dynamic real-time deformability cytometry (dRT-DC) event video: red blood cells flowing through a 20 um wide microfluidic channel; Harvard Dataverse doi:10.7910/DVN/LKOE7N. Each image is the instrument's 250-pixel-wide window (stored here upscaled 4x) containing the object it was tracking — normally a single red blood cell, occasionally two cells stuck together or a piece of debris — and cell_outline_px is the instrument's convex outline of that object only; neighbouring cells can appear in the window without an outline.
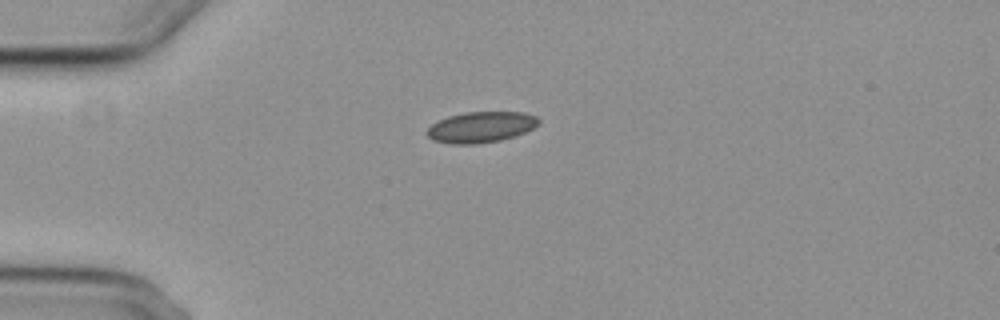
{"species": "common noctule bat (a hibernating species)", "species_latin": "Nyctalus noctula", "temperature_condition": "cold", "stored_images_in_passage": 3, "camera_frame_rate_fps": 3000, "um_per_image_px": 0.085, "animal": {"sex": "female", "body_mass_g": 29.2, "forearm_length_mm": 56.3}, "frame": {"image": 1, "passage_image": 1, "time_ms": 0.0, "image_size_px": [1000, 320], "cell_outline_px": [[540, 124], [516, 136], [500, 140], [476, 144], [448, 144], [432, 140], [424, 132], [432, 124], [448, 116], [464, 112], [524, 112], [536, 116], [540, 120]], "centroid_in_image_um": [40.87, 10.81], "position_along_channel_um": 44.1, "area_um2": 20.23}}
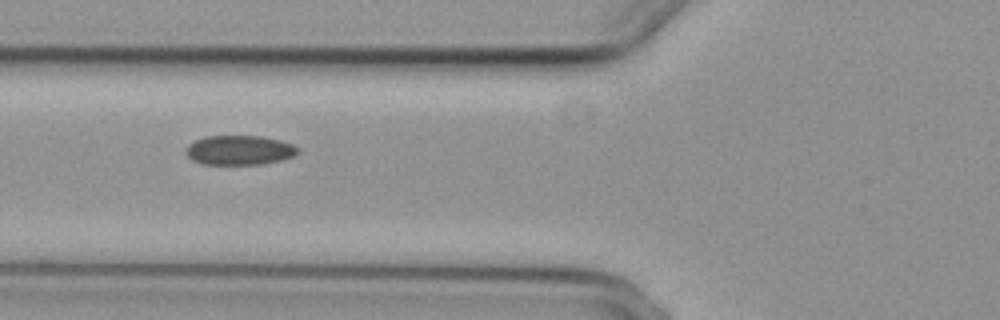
{"frame": {"image": 2, "passage_image": 3, "time_ms": 2.333, "image_size_px": [1000, 320], "cell_outline_px": [[300, 152], [292, 156], [280, 160], [260, 164], [200, 164], [192, 160], [184, 152], [184, 148], [188, 144], [204, 136], [260, 136], [280, 140], [292, 144], [300, 148]], "centroid_in_image_um": [20.32, 12.76], "position_along_channel_um": 105.5, "area_um2": 19.36}}